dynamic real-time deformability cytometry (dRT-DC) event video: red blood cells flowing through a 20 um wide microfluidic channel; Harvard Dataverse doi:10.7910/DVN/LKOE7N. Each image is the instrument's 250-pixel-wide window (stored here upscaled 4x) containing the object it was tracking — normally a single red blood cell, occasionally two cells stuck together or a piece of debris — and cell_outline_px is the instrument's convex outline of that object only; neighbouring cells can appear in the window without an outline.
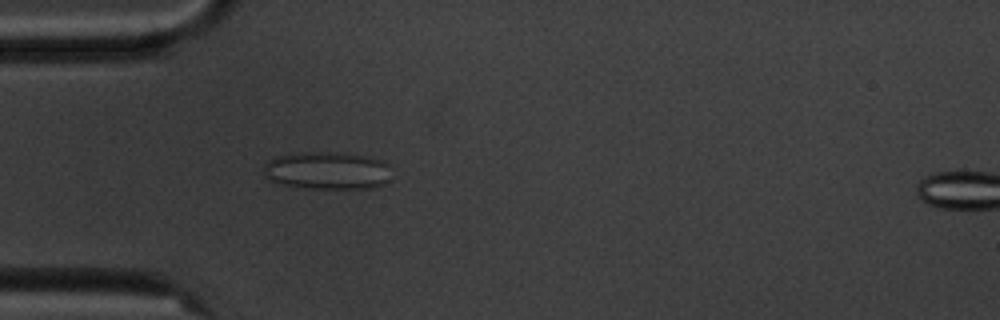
{"species": "common noctule bat (a hibernating species)", "species_latin": "Nyctalus noctula", "temperature_condition": "cold", "stored_images_in_passage": 6, "camera_frame_rate_fps": 3000, "um_per_image_px": 0.085, "animal": {"sex": "male", "body_mass_g": 20.1, "forearm_length_mm": 53.5}, "frame": {"image": 1, "passage_image": 5, "time_ms": 4.667, "image_size_px": [1000, 320], "cell_outline_px": [[388, 180], [384, 184], [372, 188], [304, 188], [284, 184], [272, 180], [264, 176], [264, 164], [268, 160], [276, 156], [296, 152], [344, 152], [368, 156], [384, 160], [388, 164]], "centroid_in_image_um": [27.81, 14.47], "position_along_channel_um": 57.2, "area_um2": 28.26}}